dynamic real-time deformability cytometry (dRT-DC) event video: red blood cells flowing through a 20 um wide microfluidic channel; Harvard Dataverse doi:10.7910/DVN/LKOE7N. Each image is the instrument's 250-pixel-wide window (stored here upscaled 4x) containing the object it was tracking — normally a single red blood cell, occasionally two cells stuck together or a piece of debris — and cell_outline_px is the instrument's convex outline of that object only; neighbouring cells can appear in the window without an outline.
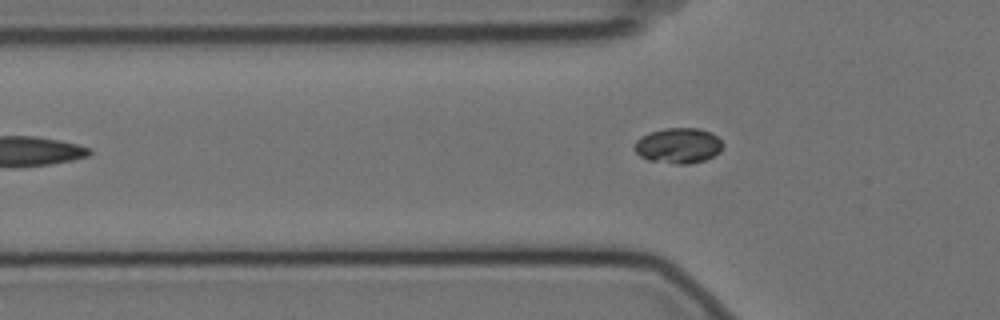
{"species": "Egyptian fruit bat (a non-hibernating species)", "species_latin": "Rousettus aegyptiacus", "temperature_condition": "cold", "stored_images_in_passage": 4, "camera_frame_rate_fps": 3000, "um_per_image_px": 0.085, "animal": {"sex": "female"}, "frame": {"image": 1, "passage_image": 4, "time_ms": 1.0, "image_size_px": [1000, 320], "cell_outline_px": [[720, 152], [704, 160], [688, 164], [676, 164], [648, 160], [640, 156], [636, 152], [636, 140], [640, 136], [664, 128], [696, 128], [712, 132], [720, 140]], "centroid_in_image_um": [57.64, 12.37], "position_along_channel_um": 68.2, "area_um2": 17.98}}